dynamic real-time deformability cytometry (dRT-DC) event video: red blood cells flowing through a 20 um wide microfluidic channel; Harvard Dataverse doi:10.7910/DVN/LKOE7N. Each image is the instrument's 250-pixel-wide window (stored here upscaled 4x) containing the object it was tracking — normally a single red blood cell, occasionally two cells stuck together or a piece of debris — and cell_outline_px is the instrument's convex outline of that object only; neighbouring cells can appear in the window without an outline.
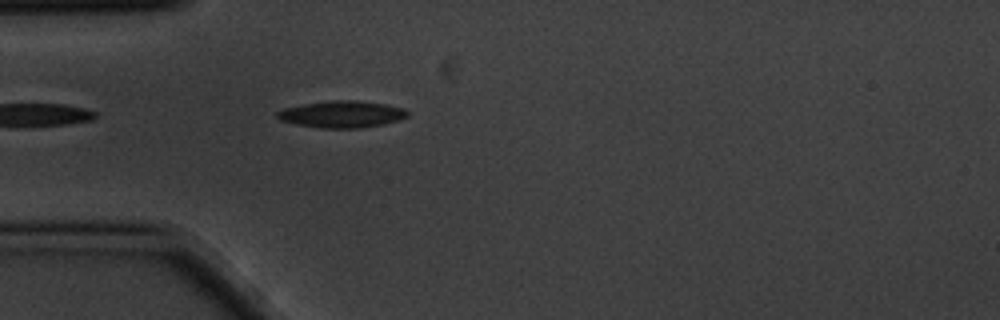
{"species": "common noctule bat (a hibernating species)", "species_latin": "Nyctalus noctula", "temperature_condition": "cold", "stored_images_in_passage": 3, "camera_frame_rate_fps": 3000, "um_per_image_px": 0.085, "animal": {"sex": "male", "body_mass_g": 20.1, "forearm_length_mm": 53.5}, "frame": {"image": 1, "passage_image": 3, "time_ms": 0.667, "image_size_px": [1000, 320], "cell_outline_px": [[408, 116], [400, 120], [384, 124], [360, 128], [320, 128], [296, 124], [280, 120], [276, 116], [276, 112], [284, 108], [304, 104], [332, 100], [356, 100], [384, 104], [404, 108], [408, 112]], "centroid_in_image_um": [29.07, 9.71], "position_along_channel_um": 55.9, "area_um2": 20.35}}